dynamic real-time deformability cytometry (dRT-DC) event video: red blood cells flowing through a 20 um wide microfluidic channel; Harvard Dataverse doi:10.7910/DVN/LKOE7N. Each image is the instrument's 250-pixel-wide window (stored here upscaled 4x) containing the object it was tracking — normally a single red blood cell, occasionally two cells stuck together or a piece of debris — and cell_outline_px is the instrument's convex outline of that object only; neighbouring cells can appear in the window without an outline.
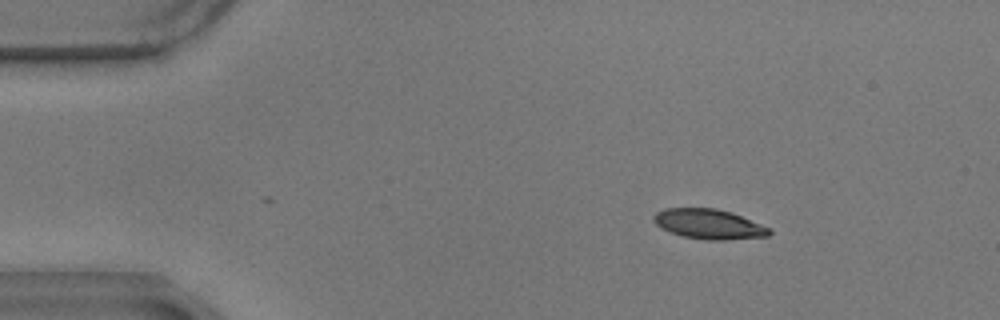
{"species": "common noctule bat (a hibernating species)", "species_latin": "Nyctalus noctula", "temperature_condition": "warm", "stored_images_in_passage": 37, "camera_frame_rate_fps": 3000, "um_per_image_px": 0.085, "animal": {"sex": "male", "body_mass_g": 17.9}, "frame": {"image": 1, "passage_image": 1, "time_ms": 0.0, "image_size_px": [1000, 320], "cell_outline_px": [[772, 232], [768, 236], [724, 240], [708, 240], [684, 236], [660, 228], [652, 220], [652, 216], [656, 212], [664, 208], [716, 208], [732, 212], [772, 228]], "centroid_in_image_um": [60.27, 19.04], "position_along_channel_um": 24.7, "area_um2": 20.29}}
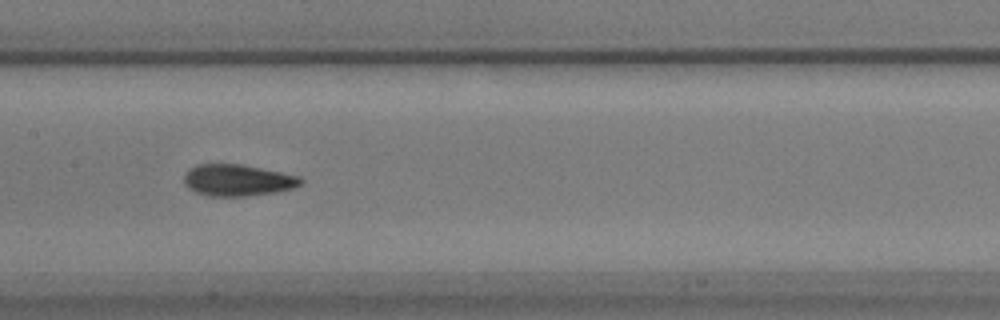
{"frame": {"image": 2, "passage_image": 21, "time_ms": 6.667, "image_size_px": [1000, 320], "cell_outline_px": [[304, 180], [300, 184], [292, 188], [272, 192], [244, 196], [212, 196], [196, 192], [188, 188], [184, 184], [184, 176], [196, 164], [240, 164], [300, 176]], "centroid_in_image_um": [20.18, 15.31], "position_along_channel_um": 187.2, "area_um2": 21.1}}
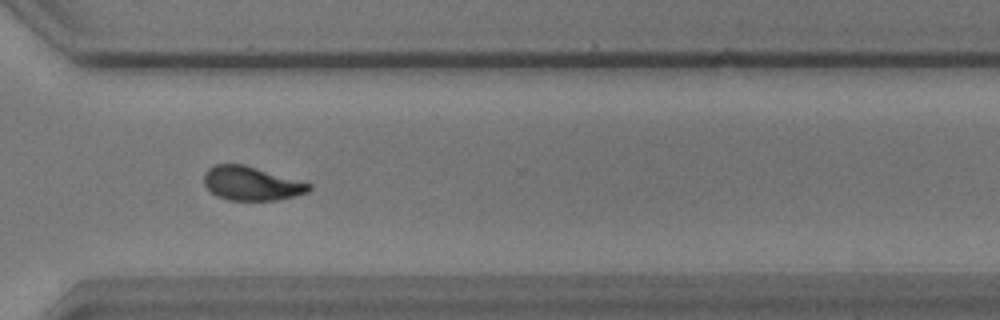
{"frame": {"image": 3, "passage_image": 35, "time_ms": 11.333, "image_size_px": [1000, 320], "cell_outline_px": [[312, 188], [308, 192], [276, 200], [228, 200], [216, 196], [204, 184], [204, 172], [208, 168], [216, 164], [244, 164], [312, 184]], "centroid_in_image_um": [21.35, 15.59], "position_along_channel_um": 349.3, "area_um2": 20.63}, "authors_computed_cell_mechanics": {"area_um2": 20.9236, "velocity_mm_per_s": 3.4733, "shape_relaxation_time_tau1_ms": 5.1647, "shape_relaxation_time_tau2_ms": 1.7221, "deformation_change_tau1": 0.1504, "deformation_change_tau2": 0.0759}}